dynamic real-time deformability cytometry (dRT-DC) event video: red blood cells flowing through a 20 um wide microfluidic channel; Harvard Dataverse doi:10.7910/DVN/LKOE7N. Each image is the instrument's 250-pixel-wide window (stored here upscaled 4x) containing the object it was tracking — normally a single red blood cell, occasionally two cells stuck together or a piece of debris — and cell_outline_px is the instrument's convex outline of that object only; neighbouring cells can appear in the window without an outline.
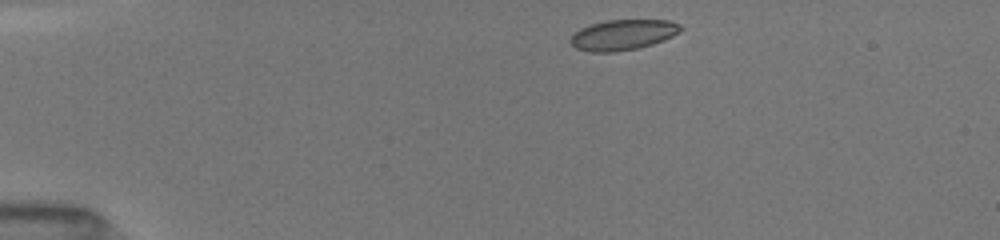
{"species": "common noctule bat (a hibernating species)", "species_latin": "Nyctalus noctula", "temperature_condition": "room temperature", "stored_images_in_passage": 40, "camera_frame_rate_fps": 3000, "um_per_image_px": 0.085, "animal": {"sex": "female", "body_mass_g": 19.5, "forearm_length_mm": 54.1}, "frame": {"image": 1, "passage_image": 1, "time_ms": 0.0, "image_size_px": [1000, 240], "cell_outline_px": [[684, 28], [680, 32], [664, 40], [652, 44], [636, 48], [616, 52], [592, 52], [576, 48], [568, 40], [580, 28], [592, 24], [608, 20], [668, 20], [680, 24]], "centroid_in_image_um": [52.97, 2.96], "position_along_channel_um": 32.0, "area_um2": 19.48}}
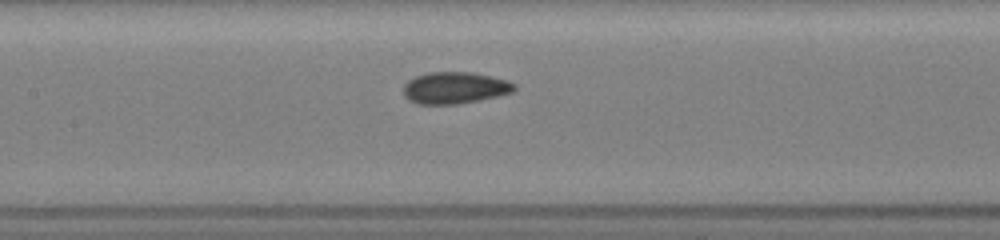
{"frame": {"image": 2, "passage_image": 16, "time_ms": 5.0, "image_size_px": [1000, 240], "cell_outline_px": [[516, 88], [512, 92], [480, 100], [456, 104], [420, 104], [408, 100], [404, 96], [404, 84], [408, 80], [416, 76], [428, 72], [472, 72], [508, 80], [516, 84]], "centroid_in_image_um": [38.65, 7.46], "position_along_channel_um": 168.7, "area_um2": 20.52}}
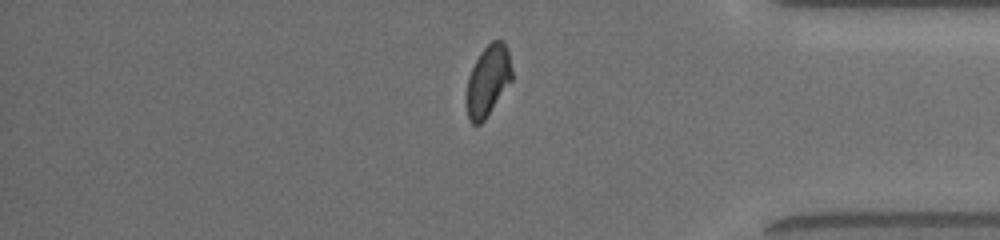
{"frame": {"image": 3, "passage_image": 34, "time_ms": 11.0, "image_size_px": [1000, 240], "cell_outline_px": [[512, 80], [484, 120], [480, 124], [472, 124], [468, 120], [468, 76], [480, 52], [492, 40], [504, 40], [508, 48], [512, 72]], "centroid_in_image_um": [41.51, 6.81], "position_along_channel_um": 393.7, "area_um2": 18.44}}